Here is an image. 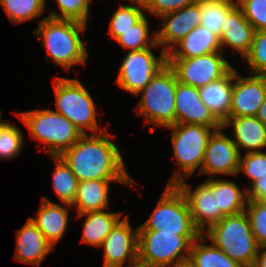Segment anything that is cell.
Returning <instances> with one entry per match:
<instances>
[{"label":"cell","instance_id":"cell-1","mask_svg":"<svg viewBox=\"0 0 266 267\" xmlns=\"http://www.w3.org/2000/svg\"><path fill=\"white\" fill-rule=\"evenodd\" d=\"M107 130L85 134L60 157L78 182L90 180H133L127 172L121 150Z\"/></svg>","mask_w":266,"mask_h":267},{"label":"cell","instance_id":"cell-2","mask_svg":"<svg viewBox=\"0 0 266 267\" xmlns=\"http://www.w3.org/2000/svg\"><path fill=\"white\" fill-rule=\"evenodd\" d=\"M38 22L39 26L33 31V36L41 41L42 48H46V61H53L56 67H64L68 72L73 65H86L89 53L80 34L84 36L87 24L50 17Z\"/></svg>","mask_w":266,"mask_h":267},{"label":"cell","instance_id":"cell-3","mask_svg":"<svg viewBox=\"0 0 266 267\" xmlns=\"http://www.w3.org/2000/svg\"><path fill=\"white\" fill-rule=\"evenodd\" d=\"M202 235L242 267H253L259 246L245 211L225 216Z\"/></svg>","mask_w":266,"mask_h":267},{"label":"cell","instance_id":"cell-4","mask_svg":"<svg viewBox=\"0 0 266 267\" xmlns=\"http://www.w3.org/2000/svg\"><path fill=\"white\" fill-rule=\"evenodd\" d=\"M14 114L25 124L32 138L45 145L49 156H60L82 136L71 121L54 109L17 110Z\"/></svg>","mask_w":266,"mask_h":267},{"label":"cell","instance_id":"cell-5","mask_svg":"<svg viewBox=\"0 0 266 267\" xmlns=\"http://www.w3.org/2000/svg\"><path fill=\"white\" fill-rule=\"evenodd\" d=\"M199 236L138 230V267H174L188 262L192 242Z\"/></svg>","mask_w":266,"mask_h":267},{"label":"cell","instance_id":"cell-6","mask_svg":"<svg viewBox=\"0 0 266 267\" xmlns=\"http://www.w3.org/2000/svg\"><path fill=\"white\" fill-rule=\"evenodd\" d=\"M177 77L168 63L136 95L142 93L135 108L138 115L145 117V123L164 128L176 124L175 91Z\"/></svg>","mask_w":266,"mask_h":267},{"label":"cell","instance_id":"cell-7","mask_svg":"<svg viewBox=\"0 0 266 267\" xmlns=\"http://www.w3.org/2000/svg\"><path fill=\"white\" fill-rule=\"evenodd\" d=\"M53 87L56 96L55 112L65 116L82 133L91 134L101 133L106 129H99L97 121L96 103L89 91L78 79L65 77L54 78Z\"/></svg>","mask_w":266,"mask_h":267},{"label":"cell","instance_id":"cell-8","mask_svg":"<svg viewBox=\"0 0 266 267\" xmlns=\"http://www.w3.org/2000/svg\"><path fill=\"white\" fill-rule=\"evenodd\" d=\"M166 128L172 129L173 158L179 166L167 184H176L185 177H191L198 168V172L201 171L208 139L214 129L195 124H174Z\"/></svg>","mask_w":266,"mask_h":267},{"label":"cell","instance_id":"cell-9","mask_svg":"<svg viewBox=\"0 0 266 267\" xmlns=\"http://www.w3.org/2000/svg\"><path fill=\"white\" fill-rule=\"evenodd\" d=\"M137 228L176 235H201L194 225L183 193L175 184H167L151 215Z\"/></svg>","mask_w":266,"mask_h":267},{"label":"cell","instance_id":"cell-10","mask_svg":"<svg viewBox=\"0 0 266 267\" xmlns=\"http://www.w3.org/2000/svg\"><path fill=\"white\" fill-rule=\"evenodd\" d=\"M152 48L129 51L120 64L115 83L136 96L167 64V54L161 50L156 56Z\"/></svg>","mask_w":266,"mask_h":267},{"label":"cell","instance_id":"cell-11","mask_svg":"<svg viewBox=\"0 0 266 267\" xmlns=\"http://www.w3.org/2000/svg\"><path fill=\"white\" fill-rule=\"evenodd\" d=\"M223 53L213 52L188 59L167 58V63L180 83L200 88L222 78L233 68Z\"/></svg>","mask_w":266,"mask_h":267},{"label":"cell","instance_id":"cell-12","mask_svg":"<svg viewBox=\"0 0 266 267\" xmlns=\"http://www.w3.org/2000/svg\"><path fill=\"white\" fill-rule=\"evenodd\" d=\"M103 267H138V228L133 230L129 215L121 219L100 246Z\"/></svg>","mask_w":266,"mask_h":267},{"label":"cell","instance_id":"cell-13","mask_svg":"<svg viewBox=\"0 0 266 267\" xmlns=\"http://www.w3.org/2000/svg\"><path fill=\"white\" fill-rule=\"evenodd\" d=\"M239 151L232 138L223 133V126L210 135L198 175H237Z\"/></svg>","mask_w":266,"mask_h":267},{"label":"cell","instance_id":"cell-14","mask_svg":"<svg viewBox=\"0 0 266 267\" xmlns=\"http://www.w3.org/2000/svg\"><path fill=\"white\" fill-rule=\"evenodd\" d=\"M186 181V178H183L175 185L183 193L194 225L202 234L225 216L220 209H217L216 199L211 189L203 181L193 191L191 185Z\"/></svg>","mask_w":266,"mask_h":267},{"label":"cell","instance_id":"cell-15","mask_svg":"<svg viewBox=\"0 0 266 267\" xmlns=\"http://www.w3.org/2000/svg\"><path fill=\"white\" fill-rule=\"evenodd\" d=\"M266 97V76L243 77L234 68L230 117L255 116Z\"/></svg>","mask_w":266,"mask_h":267},{"label":"cell","instance_id":"cell-16","mask_svg":"<svg viewBox=\"0 0 266 267\" xmlns=\"http://www.w3.org/2000/svg\"><path fill=\"white\" fill-rule=\"evenodd\" d=\"M200 16L198 0H195L180 10L159 17L162 28L155 30L158 46H162L167 54L194 27L200 26Z\"/></svg>","mask_w":266,"mask_h":267},{"label":"cell","instance_id":"cell-17","mask_svg":"<svg viewBox=\"0 0 266 267\" xmlns=\"http://www.w3.org/2000/svg\"><path fill=\"white\" fill-rule=\"evenodd\" d=\"M176 124H195L217 130L222 124L201 101L199 89L177 81L175 91Z\"/></svg>","mask_w":266,"mask_h":267},{"label":"cell","instance_id":"cell-18","mask_svg":"<svg viewBox=\"0 0 266 267\" xmlns=\"http://www.w3.org/2000/svg\"><path fill=\"white\" fill-rule=\"evenodd\" d=\"M54 248L30 217H28L26 224L16 231L14 257L19 262L39 267Z\"/></svg>","mask_w":266,"mask_h":267},{"label":"cell","instance_id":"cell-19","mask_svg":"<svg viewBox=\"0 0 266 267\" xmlns=\"http://www.w3.org/2000/svg\"><path fill=\"white\" fill-rule=\"evenodd\" d=\"M255 28L246 20L242 9L236 5L226 16L219 37L222 52L232 48L242 58L248 53L254 40Z\"/></svg>","mask_w":266,"mask_h":267},{"label":"cell","instance_id":"cell-20","mask_svg":"<svg viewBox=\"0 0 266 267\" xmlns=\"http://www.w3.org/2000/svg\"><path fill=\"white\" fill-rule=\"evenodd\" d=\"M61 204L42 196L37 217H30L53 247L63 238L67 230L69 209L72 208L70 204Z\"/></svg>","mask_w":266,"mask_h":267},{"label":"cell","instance_id":"cell-21","mask_svg":"<svg viewBox=\"0 0 266 267\" xmlns=\"http://www.w3.org/2000/svg\"><path fill=\"white\" fill-rule=\"evenodd\" d=\"M111 182H117L129 187L134 186V180H90L78 183L76 197L71 207L77 210V214L91 211H101L110 208L109 186Z\"/></svg>","mask_w":266,"mask_h":267},{"label":"cell","instance_id":"cell-22","mask_svg":"<svg viewBox=\"0 0 266 267\" xmlns=\"http://www.w3.org/2000/svg\"><path fill=\"white\" fill-rule=\"evenodd\" d=\"M233 82L234 67L222 78L198 88L201 101L222 125L230 118Z\"/></svg>","mask_w":266,"mask_h":267},{"label":"cell","instance_id":"cell-23","mask_svg":"<svg viewBox=\"0 0 266 267\" xmlns=\"http://www.w3.org/2000/svg\"><path fill=\"white\" fill-rule=\"evenodd\" d=\"M223 128L233 126V142L239 154L244 149L248 152L262 151L266 148V125L262 124L255 116L230 117Z\"/></svg>","mask_w":266,"mask_h":267},{"label":"cell","instance_id":"cell-24","mask_svg":"<svg viewBox=\"0 0 266 267\" xmlns=\"http://www.w3.org/2000/svg\"><path fill=\"white\" fill-rule=\"evenodd\" d=\"M213 52H222L219 38L207 28L194 27L168 53L167 58H183L202 56Z\"/></svg>","mask_w":266,"mask_h":267},{"label":"cell","instance_id":"cell-25","mask_svg":"<svg viewBox=\"0 0 266 267\" xmlns=\"http://www.w3.org/2000/svg\"><path fill=\"white\" fill-rule=\"evenodd\" d=\"M210 189L224 216L235 215L246 210L247 188L244 192L236 183L226 179L210 177L203 181Z\"/></svg>","mask_w":266,"mask_h":267},{"label":"cell","instance_id":"cell-26","mask_svg":"<svg viewBox=\"0 0 266 267\" xmlns=\"http://www.w3.org/2000/svg\"><path fill=\"white\" fill-rule=\"evenodd\" d=\"M124 212L91 211L77 214L76 218L86 217L83 224L81 243L100 247Z\"/></svg>","mask_w":266,"mask_h":267},{"label":"cell","instance_id":"cell-27","mask_svg":"<svg viewBox=\"0 0 266 267\" xmlns=\"http://www.w3.org/2000/svg\"><path fill=\"white\" fill-rule=\"evenodd\" d=\"M205 241L201 234L192 242L188 262L193 267H242L212 243L204 244Z\"/></svg>","mask_w":266,"mask_h":267},{"label":"cell","instance_id":"cell-28","mask_svg":"<svg viewBox=\"0 0 266 267\" xmlns=\"http://www.w3.org/2000/svg\"><path fill=\"white\" fill-rule=\"evenodd\" d=\"M201 14L200 25L207 28L218 38L227 14L237 5L235 0H198Z\"/></svg>","mask_w":266,"mask_h":267},{"label":"cell","instance_id":"cell-29","mask_svg":"<svg viewBox=\"0 0 266 267\" xmlns=\"http://www.w3.org/2000/svg\"><path fill=\"white\" fill-rule=\"evenodd\" d=\"M55 161L52 186L62 203L72 204L77 192L78 180L60 156H51Z\"/></svg>","mask_w":266,"mask_h":267},{"label":"cell","instance_id":"cell-30","mask_svg":"<svg viewBox=\"0 0 266 267\" xmlns=\"http://www.w3.org/2000/svg\"><path fill=\"white\" fill-rule=\"evenodd\" d=\"M151 37V38H150ZM119 45L128 51L141 50L158 47L156 42V31L152 34L149 29V20L146 15L132 28L122 32L115 40Z\"/></svg>","mask_w":266,"mask_h":267},{"label":"cell","instance_id":"cell-31","mask_svg":"<svg viewBox=\"0 0 266 267\" xmlns=\"http://www.w3.org/2000/svg\"><path fill=\"white\" fill-rule=\"evenodd\" d=\"M13 25L35 19L45 13L46 0H0Z\"/></svg>","mask_w":266,"mask_h":267},{"label":"cell","instance_id":"cell-32","mask_svg":"<svg viewBox=\"0 0 266 267\" xmlns=\"http://www.w3.org/2000/svg\"><path fill=\"white\" fill-rule=\"evenodd\" d=\"M132 4H120L112 14L108 31L112 39L116 40L122 32L132 28L146 15L142 3L132 2Z\"/></svg>","mask_w":266,"mask_h":267},{"label":"cell","instance_id":"cell-33","mask_svg":"<svg viewBox=\"0 0 266 267\" xmlns=\"http://www.w3.org/2000/svg\"><path fill=\"white\" fill-rule=\"evenodd\" d=\"M24 135L21 129L11 122L0 123V159L17 157L23 149Z\"/></svg>","mask_w":266,"mask_h":267},{"label":"cell","instance_id":"cell-34","mask_svg":"<svg viewBox=\"0 0 266 267\" xmlns=\"http://www.w3.org/2000/svg\"><path fill=\"white\" fill-rule=\"evenodd\" d=\"M255 241L259 247L266 246V201L247 200L245 210Z\"/></svg>","mask_w":266,"mask_h":267},{"label":"cell","instance_id":"cell-35","mask_svg":"<svg viewBox=\"0 0 266 267\" xmlns=\"http://www.w3.org/2000/svg\"><path fill=\"white\" fill-rule=\"evenodd\" d=\"M251 74L266 76V29L255 32L254 40L244 56Z\"/></svg>","mask_w":266,"mask_h":267},{"label":"cell","instance_id":"cell-36","mask_svg":"<svg viewBox=\"0 0 266 267\" xmlns=\"http://www.w3.org/2000/svg\"><path fill=\"white\" fill-rule=\"evenodd\" d=\"M91 0H57L60 14L53 10L47 17L53 19L75 20L87 24Z\"/></svg>","mask_w":266,"mask_h":267},{"label":"cell","instance_id":"cell-37","mask_svg":"<svg viewBox=\"0 0 266 267\" xmlns=\"http://www.w3.org/2000/svg\"><path fill=\"white\" fill-rule=\"evenodd\" d=\"M243 171L251 179V185L266 174V153L264 151L246 152L239 157L238 173Z\"/></svg>","mask_w":266,"mask_h":267},{"label":"cell","instance_id":"cell-38","mask_svg":"<svg viewBox=\"0 0 266 267\" xmlns=\"http://www.w3.org/2000/svg\"><path fill=\"white\" fill-rule=\"evenodd\" d=\"M246 20L258 30L266 29V0H236Z\"/></svg>","mask_w":266,"mask_h":267},{"label":"cell","instance_id":"cell-39","mask_svg":"<svg viewBox=\"0 0 266 267\" xmlns=\"http://www.w3.org/2000/svg\"><path fill=\"white\" fill-rule=\"evenodd\" d=\"M194 1L195 0H146L143 6L146 13L161 17L165 14L180 10Z\"/></svg>","mask_w":266,"mask_h":267},{"label":"cell","instance_id":"cell-40","mask_svg":"<svg viewBox=\"0 0 266 267\" xmlns=\"http://www.w3.org/2000/svg\"><path fill=\"white\" fill-rule=\"evenodd\" d=\"M248 200L266 201V174L247 189Z\"/></svg>","mask_w":266,"mask_h":267},{"label":"cell","instance_id":"cell-41","mask_svg":"<svg viewBox=\"0 0 266 267\" xmlns=\"http://www.w3.org/2000/svg\"><path fill=\"white\" fill-rule=\"evenodd\" d=\"M253 267H266V246L259 247Z\"/></svg>","mask_w":266,"mask_h":267},{"label":"cell","instance_id":"cell-42","mask_svg":"<svg viewBox=\"0 0 266 267\" xmlns=\"http://www.w3.org/2000/svg\"><path fill=\"white\" fill-rule=\"evenodd\" d=\"M255 117L262 123L266 125V97L259 107Z\"/></svg>","mask_w":266,"mask_h":267},{"label":"cell","instance_id":"cell-43","mask_svg":"<svg viewBox=\"0 0 266 267\" xmlns=\"http://www.w3.org/2000/svg\"><path fill=\"white\" fill-rule=\"evenodd\" d=\"M174 267H193L189 262H185V263H182V264H178Z\"/></svg>","mask_w":266,"mask_h":267},{"label":"cell","instance_id":"cell-44","mask_svg":"<svg viewBox=\"0 0 266 267\" xmlns=\"http://www.w3.org/2000/svg\"><path fill=\"white\" fill-rule=\"evenodd\" d=\"M131 3L132 2H138L144 4L146 0H129Z\"/></svg>","mask_w":266,"mask_h":267},{"label":"cell","instance_id":"cell-45","mask_svg":"<svg viewBox=\"0 0 266 267\" xmlns=\"http://www.w3.org/2000/svg\"><path fill=\"white\" fill-rule=\"evenodd\" d=\"M1 116H2V110L0 111V123L2 122Z\"/></svg>","mask_w":266,"mask_h":267}]
</instances>
